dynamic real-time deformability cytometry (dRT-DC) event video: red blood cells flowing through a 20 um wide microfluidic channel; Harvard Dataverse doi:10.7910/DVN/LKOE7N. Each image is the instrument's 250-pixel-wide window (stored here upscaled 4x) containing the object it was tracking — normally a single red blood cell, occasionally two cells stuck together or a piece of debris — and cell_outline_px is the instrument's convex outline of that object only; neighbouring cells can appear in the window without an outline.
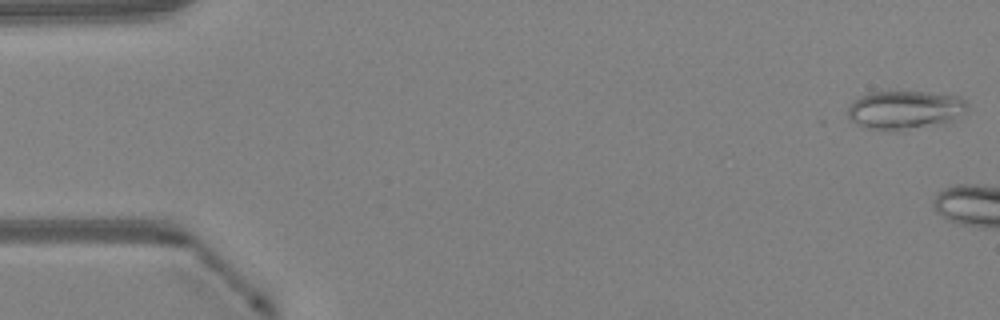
{"species": "Egyptian fruit bat (a non-hibernating species)", "species_latin": "Rousettus aegyptiacus", "temperature_condition": "warm", "stored_images_in_passage": 7, "camera_frame_rate_fps": 3000, "um_per_image_px": 0.085, "animal": {"sex": "female"}, "frame": {"image": 1, "passage_image": 1, "time_ms": 0.0, "image_size_px": [1000, 320], "cell_outline_px": [[968, 108], [948, 120], [904, 132], [868, 128], [856, 124], [848, 116], [848, 108], [860, 96], [868, 92], [928, 92], [960, 96], [968, 104]], "centroid_in_image_um": [76.87, 9.34], "position_along_channel_um": 8.1, "area_um2": 26.53}}